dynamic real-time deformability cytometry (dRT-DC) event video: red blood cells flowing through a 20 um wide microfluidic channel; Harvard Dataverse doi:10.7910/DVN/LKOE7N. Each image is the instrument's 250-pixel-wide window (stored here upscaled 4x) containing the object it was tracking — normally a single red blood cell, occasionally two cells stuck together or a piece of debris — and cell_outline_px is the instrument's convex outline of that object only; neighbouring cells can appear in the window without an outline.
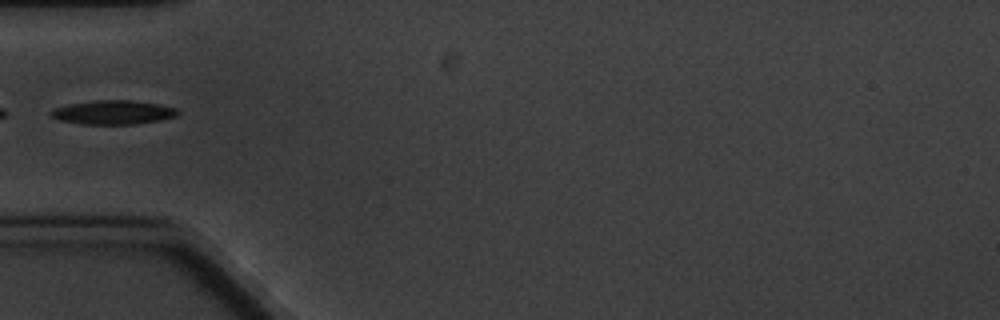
{"species": "common noctule bat (a hibernating species)", "species_latin": "Nyctalus noctula", "temperature_condition": "cold", "stored_images_in_passage": 7, "camera_frame_rate_fps": 3000, "um_per_image_px": 0.085, "animal": {"sex": "male", "body_mass_g": 20.1, "forearm_length_mm": 53.5}, "frame": {"image": 1, "passage_image": 2, "time_ms": 1.0, "image_size_px": [1000, 320], "cell_outline_px": [[180, 112], [176, 116], [160, 120], [132, 124], [80, 124], [60, 120], [52, 116], [48, 112], [52, 108], [68, 104], [96, 100], [132, 100], [160, 104], [176, 108]], "centroid_in_image_um": [9.6, 9.54], "position_along_channel_um": 75.4, "area_um2": 17.8}}
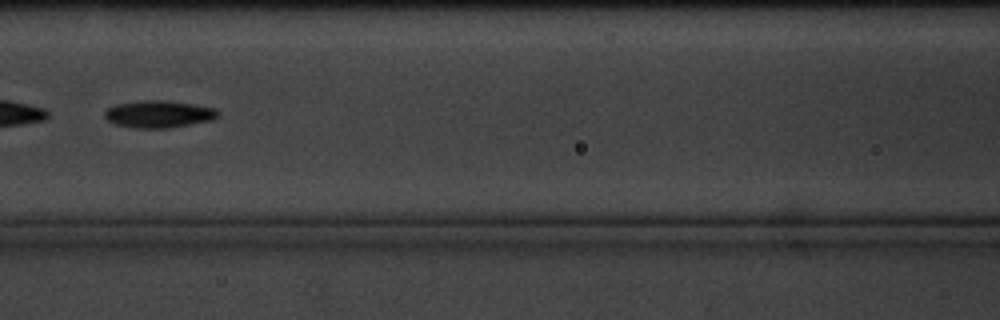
{"frame": {"image": 2, "passage_image": 4, "time_ms": 3.333, "image_size_px": [1000, 320], "cell_outline_px": [[220, 116], [212, 120], [172, 128], [136, 128], [116, 124], [108, 120], [104, 116], [104, 112], [108, 108], [116, 104], [140, 100], [164, 100], [192, 104], [216, 108], [220, 112]], "centroid_in_image_um": [13.53, 9.7], "position_along_channel_um": 153.1, "area_um2": 18.09}}